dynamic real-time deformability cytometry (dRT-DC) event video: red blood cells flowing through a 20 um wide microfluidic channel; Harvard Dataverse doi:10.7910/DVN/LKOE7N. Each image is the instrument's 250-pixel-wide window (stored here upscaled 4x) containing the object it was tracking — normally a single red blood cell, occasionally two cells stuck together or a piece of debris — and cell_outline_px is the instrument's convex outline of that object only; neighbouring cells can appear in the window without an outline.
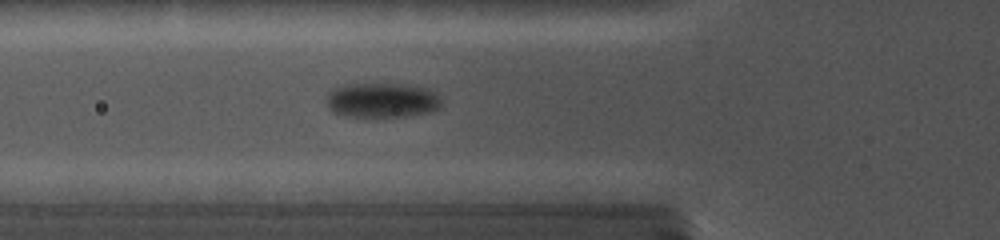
{"species": "common noctule bat (a hibernating species)", "species_latin": "Nyctalus noctula", "temperature_condition": "cold", "stored_images_in_passage": 18, "camera_frame_rate_fps": 5000, "um_per_image_px": 0.085, "animal": {"sex": "female", "body_mass_g": 19.0, "forearm_length_mm": 56.7}, "frame": {"image": 1, "passage_image": 4, "time_ms": 2.8, "image_size_px": [1000, 240], "cell_outline_px": [[440, 108], [432, 112], [408, 116], [344, 116], [332, 112], [328, 108], [328, 92], [332, 88], [344, 84], [408, 84], [424, 88], [432, 92], [440, 100]], "centroid_in_image_um": [32.43, 8.52], "position_along_channel_um": 93.4, "area_um2": 23.24}}
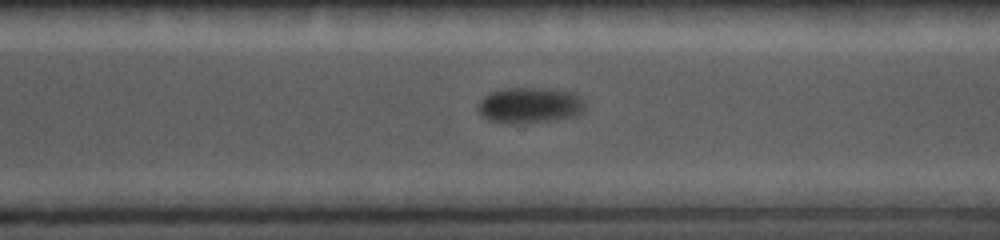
{"frame": {"image": 2, "passage_image": 13, "time_ms": 9.0, "image_size_px": [1000, 240], "cell_outline_px": [[584, 108], [580, 112], [572, 116], [548, 120], [488, 120], [476, 108], [480, 100], [488, 92], [504, 88], [552, 88], [572, 92], [580, 96], [584, 104]], "centroid_in_image_um": [45.02, 8.86], "position_along_channel_um": 325.6, "area_um2": 21.33}}
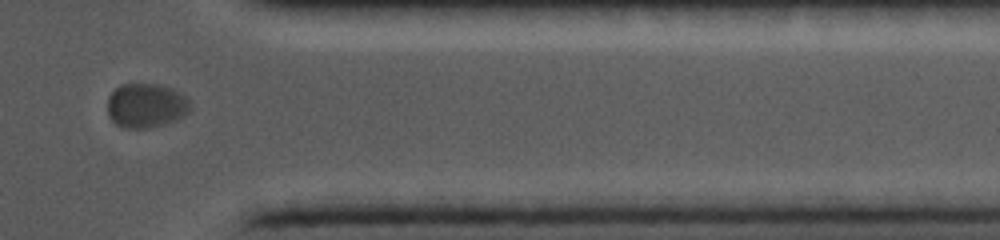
{"frame": {"image": 3, "passage_image": 16, "time_ms": 11.0, "image_size_px": [1000, 240], "cell_outline_px": [[192, 104], [188, 112], [164, 124], [140, 128], [124, 128], [116, 124], [108, 116], [108, 96], [120, 84], [160, 84], [172, 88], [180, 92]], "centroid_in_image_um": [12.39, 8.95], "position_along_channel_um": 399.0, "area_um2": 21.21}}